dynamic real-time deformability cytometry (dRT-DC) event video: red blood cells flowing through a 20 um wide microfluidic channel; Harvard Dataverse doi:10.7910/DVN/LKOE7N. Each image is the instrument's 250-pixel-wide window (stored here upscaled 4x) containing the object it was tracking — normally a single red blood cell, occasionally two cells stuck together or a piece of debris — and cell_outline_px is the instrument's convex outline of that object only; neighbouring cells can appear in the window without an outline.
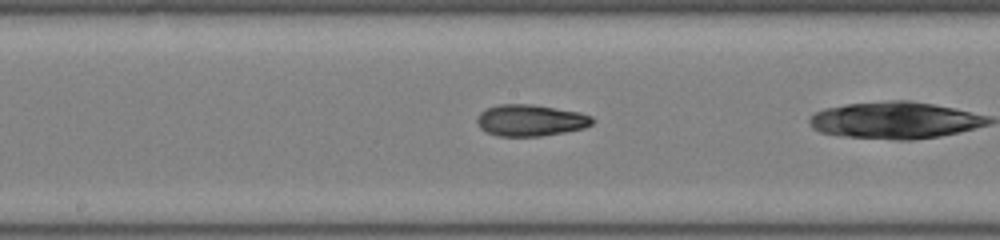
{"species": "common noctule bat (a hibernating species)", "species_latin": "Nyctalus noctula", "temperature_condition": "room temperature", "stored_images_in_passage": 32, "camera_frame_rate_fps": 3000, "um_per_image_px": 0.085, "animal": {"sex": "male", "body_mass_g": 19.0, "forearm_length_mm": 50.8}, "frame": {"image": 1, "passage_image": 20, "time_ms": 6.333, "image_size_px": [1000, 240], "cell_outline_px": [[596, 120], [592, 124], [584, 128], [564, 132], [540, 136], [496, 136], [480, 128], [476, 120], [480, 112], [488, 108], [500, 104], [532, 104], [580, 112], [592, 116]], "centroid_in_image_um": [45.12, 10.23], "position_along_channel_um": 203.1, "area_um2": 21.21}}